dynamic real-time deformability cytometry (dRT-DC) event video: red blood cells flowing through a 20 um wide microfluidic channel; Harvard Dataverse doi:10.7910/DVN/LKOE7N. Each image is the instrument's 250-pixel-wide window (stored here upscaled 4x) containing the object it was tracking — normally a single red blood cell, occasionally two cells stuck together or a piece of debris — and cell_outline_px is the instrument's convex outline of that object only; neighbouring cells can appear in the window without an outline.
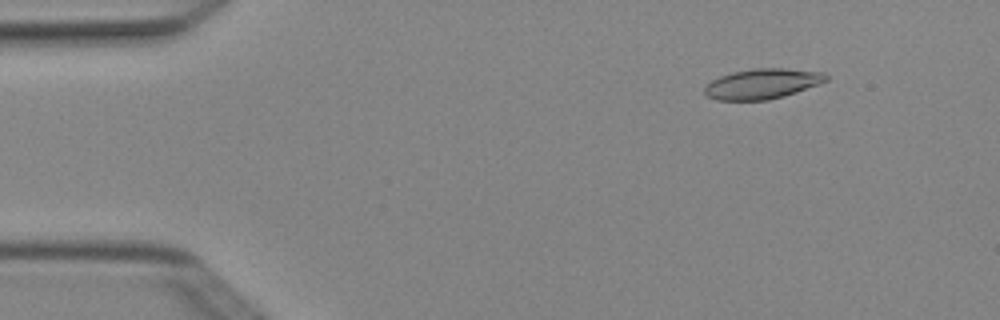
{"species": "Egyptian fruit bat (a non-hibernating species)", "species_latin": "Rousettus aegyptiacus", "temperature_condition": "cold", "stored_images_in_passage": 3, "camera_frame_rate_fps": 3000, "um_per_image_px": 0.085, "animal": {"sex": "female"}, "frame": {"image": 1, "passage_image": 2, "time_ms": 0.333, "image_size_px": [1000, 320], "cell_outline_px": [[828, 80], [820, 84], [784, 96], [768, 100], [716, 100], [708, 96], [704, 92], [704, 88], [712, 80], [720, 76], [732, 72], [756, 68], [784, 68], [824, 72], [828, 76]], "centroid_in_image_um": [64.82, 7.12], "position_along_channel_um": 20.2, "area_um2": 21.39}}